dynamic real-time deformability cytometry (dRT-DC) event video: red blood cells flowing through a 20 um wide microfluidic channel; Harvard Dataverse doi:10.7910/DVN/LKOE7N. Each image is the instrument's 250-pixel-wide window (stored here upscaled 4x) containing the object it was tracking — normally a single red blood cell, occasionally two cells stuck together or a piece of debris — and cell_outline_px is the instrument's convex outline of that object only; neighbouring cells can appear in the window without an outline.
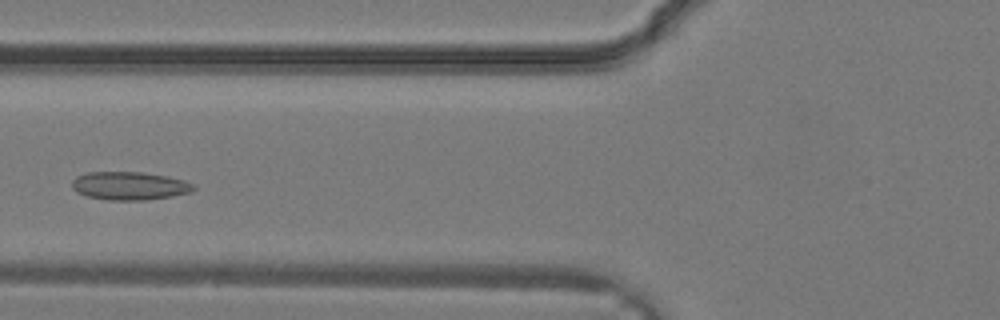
{"species": "common noctule bat (a hibernating species)", "species_latin": "Nyctalus noctula", "temperature_condition": "warm", "stored_images_in_passage": 27, "camera_frame_rate_fps": 3000, "um_per_image_px": 0.085, "animal": {"sex": "male", "body_mass_g": 19.2, "forearm_length_mm": 51.8}, "frame": {"image": 1, "passage_image": 8, "time_ms": 2.333, "image_size_px": [1000, 320], "cell_outline_px": [[196, 188], [192, 192], [172, 196], [144, 200], [108, 200], [88, 196], [76, 192], [72, 188], [72, 180], [76, 176], [88, 172], [140, 172], [168, 176], [184, 180], [196, 184]], "centroid_in_image_um": [11.03, 15.79], "position_along_channel_um": 114.8, "area_um2": 20.11}}
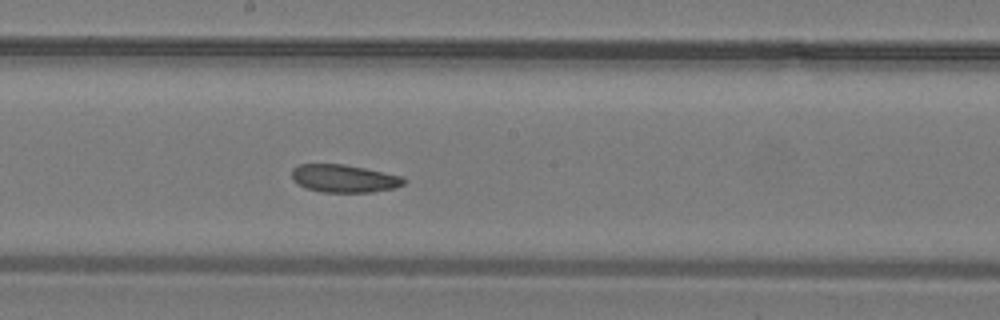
{"frame": {"image": 2, "passage_image": 13, "time_ms": 4.0, "image_size_px": [1000, 320], "cell_outline_px": [[408, 180], [404, 184], [396, 188], [372, 192], [320, 192], [304, 188], [292, 180], [292, 168], [300, 164], [344, 164], [404, 176]], "centroid_in_image_um": [29.26, 15.18], "position_along_channel_um": 218.9, "area_um2": 18.44}}
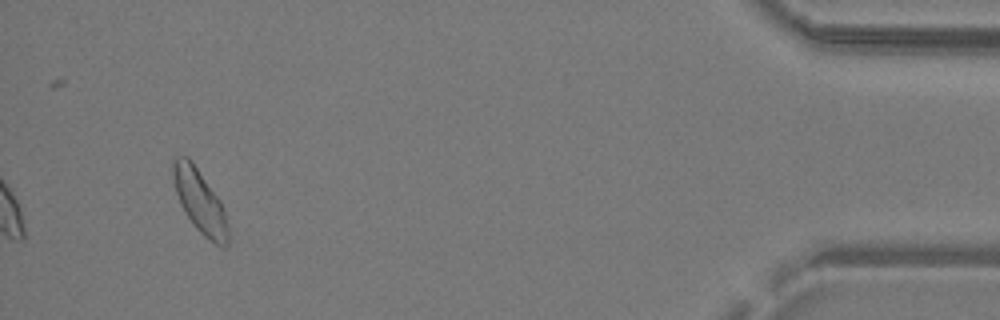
{"frame": {"image": 3, "passage_image": 26, "time_ms": 8.333, "image_size_px": [1000, 320], "cell_outline_px": [[228, 244], [224, 248], [208, 240], [196, 228], [184, 212], [180, 204], [176, 192], [172, 176], [172, 160], [176, 156], [188, 156], [192, 160], [220, 200], [228, 224]], "centroid_in_image_um": [16.97, 17.09], "position_along_channel_um": 418.2, "area_um2": 20.4}}